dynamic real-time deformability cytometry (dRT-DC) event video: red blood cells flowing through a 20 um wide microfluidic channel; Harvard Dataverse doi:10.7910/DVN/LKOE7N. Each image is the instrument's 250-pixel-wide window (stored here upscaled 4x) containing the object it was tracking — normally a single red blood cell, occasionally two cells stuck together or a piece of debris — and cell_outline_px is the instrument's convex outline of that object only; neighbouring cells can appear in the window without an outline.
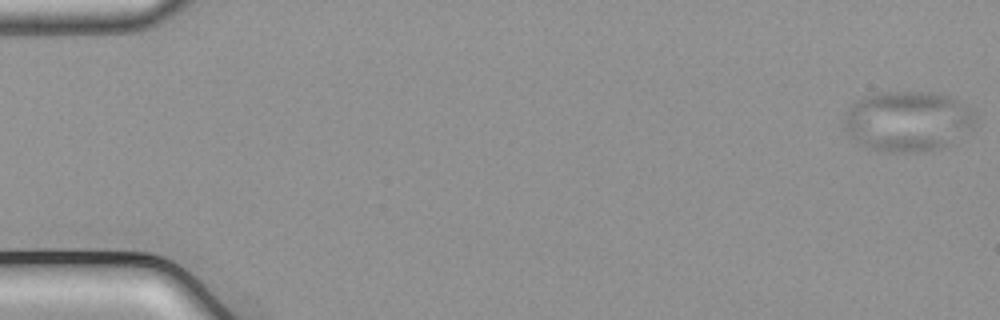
{"species": "common noctule bat (a hibernating species)", "species_latin": "Nyctalus noctula", "temperature_condition": "cold", "stored_images_in_passage": 54, "camera_frame_rate_fps": 3000, "um_per_image_px": 0.085, "animal": {"sex": "male", "body_mass_g": 21.5, "forearm_length_mm": 52.0}, "frame": {"image": 1, "passage_image": 1, "time_ms": 0.0, "image_size_px": [1000, 320], "cell_outline_px": [[976, 120], [972, 128], [952, 144], [944, 148], [932, 152], [880, 152], [868, 148], [848, 136], [844, 128], [844, 112], [856, 100], [864, 96], [884, 92], [928, 92], [948, 96], [960, 100], [968, 104], [976, 112]], "centroid_in_image_um": [77.19, 10.32], "position_along_channel_um": 7.8, "area_um2": 47.22}}
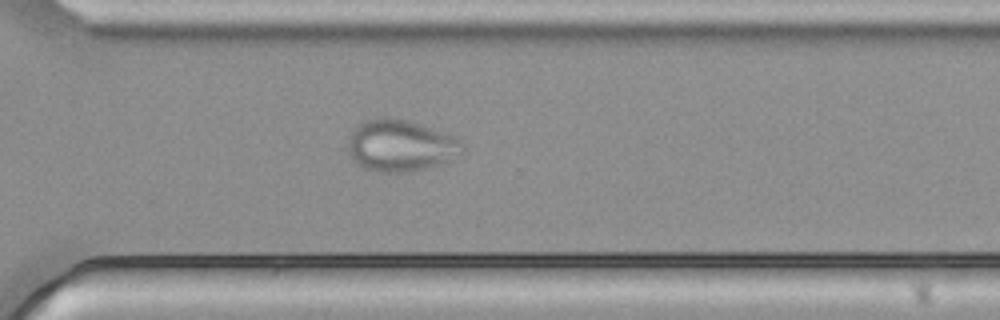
{"frame": {"image": 2, "passage_image": 39, "time_ms": 12.667, "image_size_px": [1000, 320], "cell_outline_px": [[464, 148], [448, 160], [428, 168], [408, 172], [376, 172], [364, 168], [352, 160], [348, 156], [348, 136], [360, 124], [368, 120], [384, 116], [408, 120], [456, 136], [464, 144]], "centroid_in_image_um": [34.01, 12.38], "position_along_channel_um": 336.6, "area_um2": 34.45}}
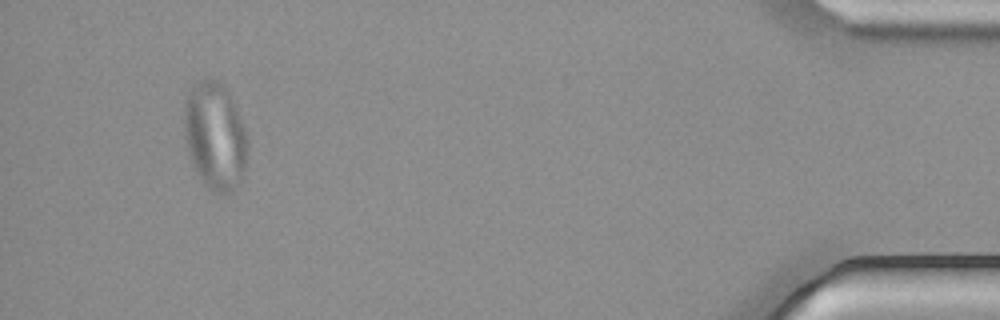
{"frame": {"image": 3, "passage_image": 51, "time_ms": 16.667, "image_size_px": [1000, 320], "cell_outline_px": [[248, 148], [244, 176], [224, 196], [208, 188], [204, 184], [188, 152], [184, 132], [184, 108], [188, 96], [192, 88], [200, 80], [208, 76], [224, 84], [232, 100], [244, 128], [248, 140]], "centroid_in_image_um": [18.29, 11.55], "position_along_channel_um": 416.9, "area_um2": 39.36}}